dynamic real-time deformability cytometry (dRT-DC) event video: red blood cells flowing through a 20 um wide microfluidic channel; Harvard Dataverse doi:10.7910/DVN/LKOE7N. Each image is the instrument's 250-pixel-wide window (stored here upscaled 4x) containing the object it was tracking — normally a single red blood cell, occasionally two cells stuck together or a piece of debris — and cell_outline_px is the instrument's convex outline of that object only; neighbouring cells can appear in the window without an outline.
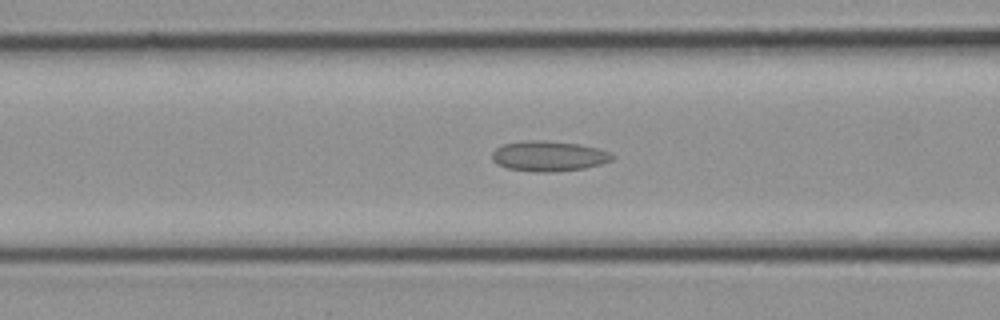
{"species": "common noctule bat (a hibernating species)", "species_latin": "Nyctalus noctula", "temperature_condition": "cold", "stored_images_in_passage": 6, "camera_frame_rate_fps": 3000, "um_per_image_px": 0.085, "animal": {"sex": "female", "body_mass_g": 21.9}, "frame": {"image": 1, "passage_image": 6, "time_ms": 1.667, "image_size_px": [1000, 320], "cell_outline_px": [[616, 156], [612, 160], [600, 164], [584, 168], [548, 172], [536, 172], [508, 168], [496, 164], [492, 160], [492, 152], [496, 148], [504, 144], [524, 140], [544, 140], [580, 144], [596, 148], [608, 152]], "centroid_in_image_um": [46.61, 13.26], "position_along_channel_um": 120.0, "area_um2": 21.15}}